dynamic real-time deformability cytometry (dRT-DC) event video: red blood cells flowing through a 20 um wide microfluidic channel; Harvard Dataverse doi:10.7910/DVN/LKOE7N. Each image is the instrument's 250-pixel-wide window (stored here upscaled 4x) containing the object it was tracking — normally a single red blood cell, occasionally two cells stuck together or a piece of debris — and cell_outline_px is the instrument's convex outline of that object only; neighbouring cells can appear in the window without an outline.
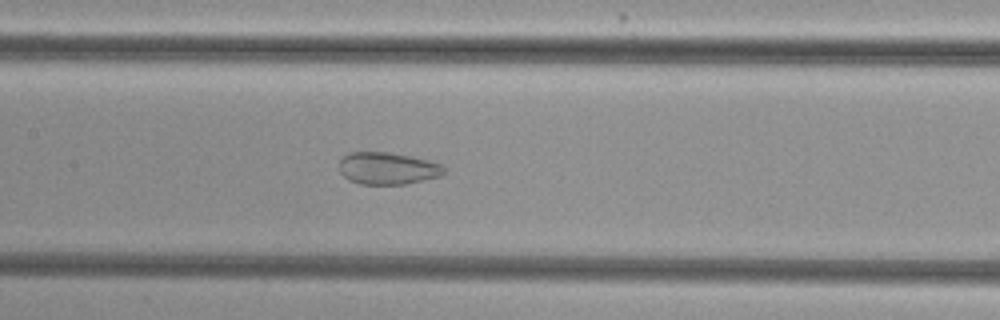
{"species": "common noctule bat (a hibernating species)", "species_latin": "Nyctalus noctula", "temperature_condition": "cold", "stored_images_in_passage": 51, "camera_frame_rate_fps": 3000, "um_per_image_px": 0.085, "animal": {"sex": "female", "body_mass_g": 29.2, "forearm_length_mm": 56.3}, "frame": {"image": 1, "passage_image": 24, "time_ms": 7.667, "image_size_px": [1000, 320], "cell_outline_px": [[444, 172], [440, 176], [424, 180], [404, 184], [360, 184], [348, 180], [340, 172], [340, 160], [344, 156], [352, 152], [388, 152], [412, 156], [428, 160], [440, 164], [444, 168]], "centroid_in_image_um": [32.94, 14.31], "position_along_channel_um": 174.5, "area_um2": 19.54}}
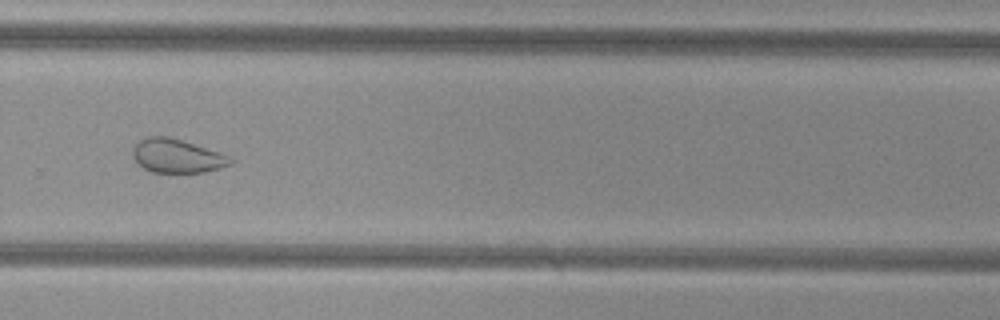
{"frame": {"image": 2, "passage_image": 35, "time_ms": 11.333, "image_size_px": [1000, 320], "cell_outline_px": [[236, 160], [232, 164], [220, 168], [204, 172], [152, 172], [144, 168], [132, 156], [132, 148], [140, 140], [148, 136], [168, 136], [228, 156]], "centroid_in_image_um": [15.02, 13.26], "position_along_channel_um": 314.8, "area_um2": 18.84}}
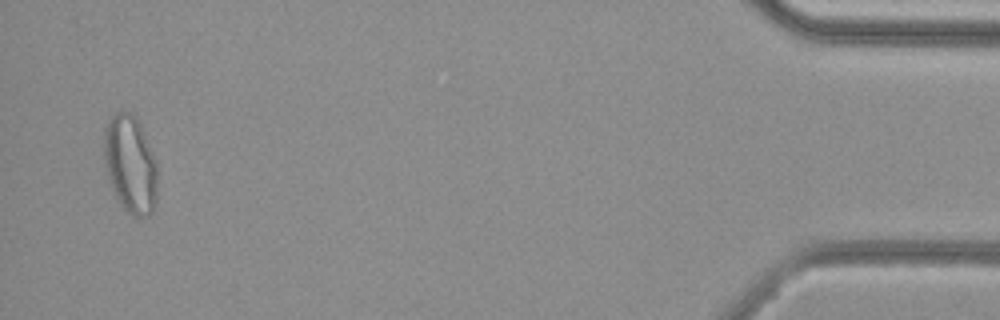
{"frame": {"image": 3, "passage_image": 50, "time_ms": 16.333, "image_size_px": [1000, 320], "cell_outline_px": [[156, 204], [152, 212], [148, 216], [136, 216], [128, 212], [120, 204], [112, 188], [104, 164], [104, 128], [108, 120], [116, 112], [128, 112], [136, 116], [140, 124], [156, 160]], "centroid_in_image_um": [11.07, 13.95], "position_along_channel_um": 424.1, "area_um2": 30.35}, "authors_computed_cell_mechanics": {"area_um2": 26.01, "velocity_mm_per_s": 3.8348, "shape_relaxation_time_tau1_ms": null, "shape_relaxation_time_tau2_ms": 0.9965, "deformation_change_tau1": null, "deformation_change_tau2": 0.062}}